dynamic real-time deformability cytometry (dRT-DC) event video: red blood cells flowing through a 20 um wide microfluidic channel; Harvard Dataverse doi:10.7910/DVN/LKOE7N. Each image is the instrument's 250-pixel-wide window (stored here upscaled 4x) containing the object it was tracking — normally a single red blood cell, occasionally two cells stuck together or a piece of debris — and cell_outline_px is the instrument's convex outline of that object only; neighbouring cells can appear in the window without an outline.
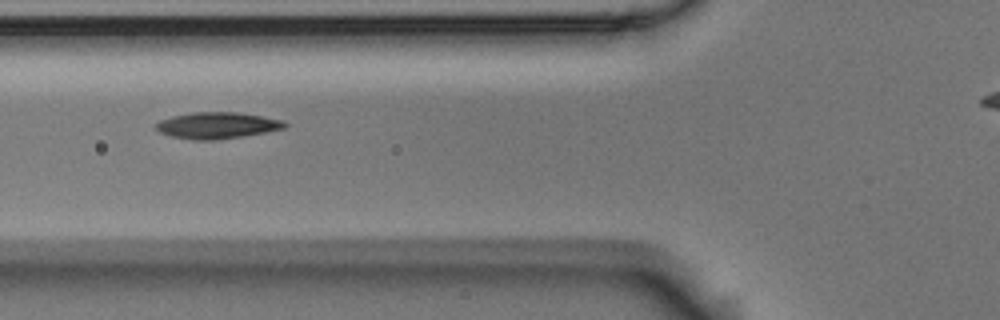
{"species": "Egyptian fruit bat (a non-hibernating species)", "species_latin": "Rousettus aegyptiacus", "temperature_condition": "room temperature", "stored_images_in_passage": 2, "camera_frame_rate_fps": 3000, "um_per_image_px": 0.085, "animal": {"sex": "male"}, "frame": {"image": 1, "passage_image": 2, "time_ms": 0.333, "image_size_px": [1000, 320], "cell_outline_px": [[288, 124], [284, 128], [264, 132], [240, 136], [212, 140], [192, 140], [168, 136], [160, 132], [156, 128], [156, 124], [160, 120], [172, 116], [192, 112], [240, 112], [284, 120]], "centroid_in_image_um": [18.43, 10.65], "position_along_channel_um": 107.4, "area_um2": 19.77}}